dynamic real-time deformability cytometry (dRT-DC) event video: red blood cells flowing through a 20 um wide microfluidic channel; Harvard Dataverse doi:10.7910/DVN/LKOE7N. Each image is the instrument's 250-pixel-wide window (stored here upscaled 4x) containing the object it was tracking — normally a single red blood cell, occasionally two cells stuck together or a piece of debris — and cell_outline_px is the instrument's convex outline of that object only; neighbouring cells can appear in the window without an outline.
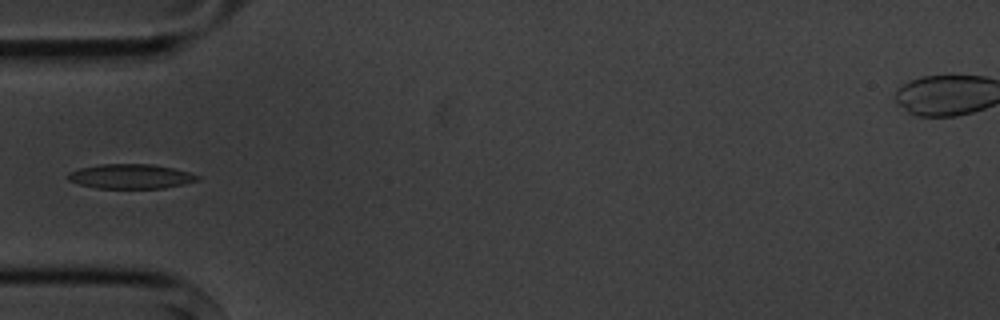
{"species": "common noctule bat (a hibernating species)", "species_latin": "Nyctalus noctula", "temperature_condition": "cold", "stored_images_in_passage": 5, "camera_frame_rate_fps": 3000, "um_per_image_px": 0.085, "animal": {"sex": "male", "body_mass_g": 20.1, "forearm_length_mm": 53.5}, "frame": {"image": 1, "passage_image": 5, "time_ms": 5.333, "image_size_px": [1000, 320], "cell_outline_px": [[200, 180], [184, 184], [164, 188], [96, 188], [80, 184], [68, 180], [68, 172], [80, 168], [100, 164], [152, 164], [172, 168], [188, 172], [200, 176]], "centroid_in_image_um": [11.12, 14.99], "position_along_channel_um": 73.9, "area_um2": 18.5}}